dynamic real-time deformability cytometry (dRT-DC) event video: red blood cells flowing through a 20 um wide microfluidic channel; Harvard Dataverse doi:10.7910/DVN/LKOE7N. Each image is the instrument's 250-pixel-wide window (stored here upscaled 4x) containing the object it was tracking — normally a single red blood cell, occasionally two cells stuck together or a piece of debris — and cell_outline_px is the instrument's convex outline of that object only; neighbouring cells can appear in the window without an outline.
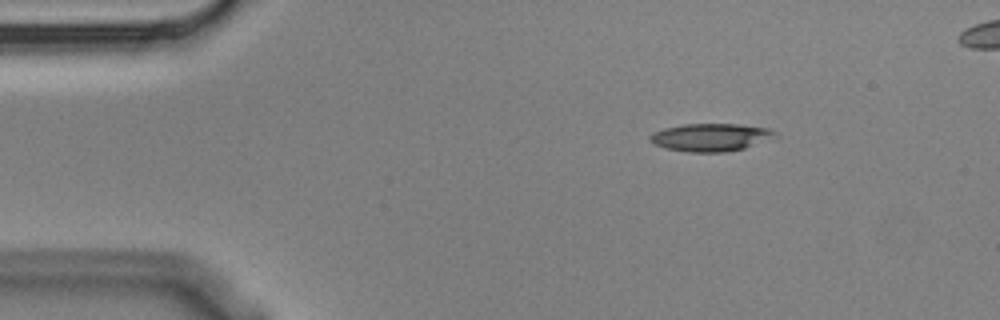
{"species": "Egyptian fruit bat (a non-hibernating species)", "species_latin": "Rousettus aegyptiacus", "temperature_condition": "cold", "stored_images_in_passage": 4, "segment_of_instrument_passage": [1, 2], "camera_frame_rate_fps": 3000, "um_per_image_px": 0.085, "animal": {"sex": "male"}, "frame": {"image": 1, "passage_image": 1, "time_ms": 0.0, "image_size_px": [1000, 320], "cell_outline_px": [[780, 136], [744, 148], [724, 152], [688, 152], [664, 148], [652, 144], [648, 140], [648, 136], [652, 132], [664, 128], [684, 124], [740, 124], [768, 128], [776, 132]], "centroid_in_image_um": [60.38, 11.67], "position_along_channel_um": 24.6, "area_um2": 20.52}}